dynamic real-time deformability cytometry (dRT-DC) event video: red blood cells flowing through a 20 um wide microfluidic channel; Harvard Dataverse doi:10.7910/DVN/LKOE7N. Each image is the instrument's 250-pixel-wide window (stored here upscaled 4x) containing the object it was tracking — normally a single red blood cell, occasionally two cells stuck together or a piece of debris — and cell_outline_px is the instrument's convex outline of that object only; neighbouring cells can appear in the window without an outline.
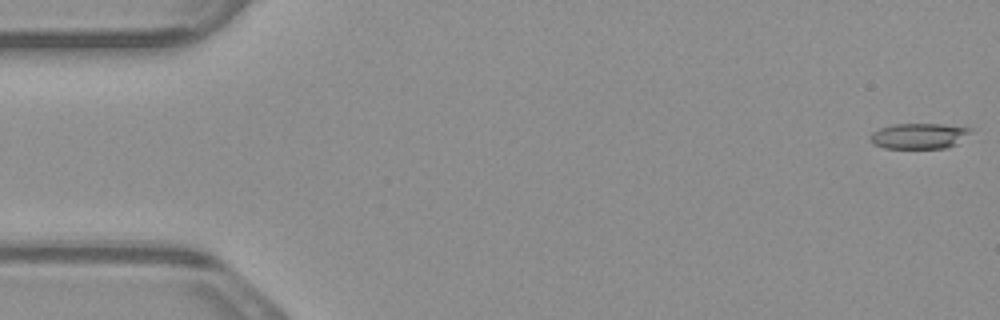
{"species": "common noctule bat (a hibernating species)", "species_latin": "Nyctalus noctula", "temperature_condition": "warm", "stored_images_in_passage": 53, "camera_frame_rate_fps": 3000, "um_per_image_px": 0.085, "animal": {"sex": "male", "body_mass_g": 23.1, "forearm_length_mm": 52.7}, "frame": {"image": 1, "passage_image": 1, "time_ms": 0.0, "image_size_px": [1000, 320], "cell_outline_px": [[972, 132], [956, 144], [948, 148], [884, 148], [876, 144], [868, 136], [872, 132], [880, 128], [892, 124], [944, 124], [972, 128]], "centroid_in_image_um": [78.14, 11.55], "position_along_channel_um": 6.9, "area_um2": 14.97}}
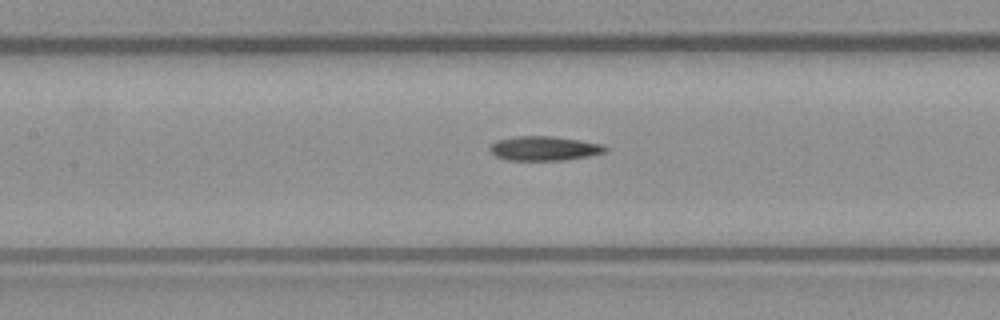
{"frame": {"image": 2, "passage_image": 24, "time_ms": 7.667, "image_size_px": [1000, 320], "cell_outline_px": [[608, 148], [604, 152], [592, 156], [564, 160], [504, 160], [496, 156], [488, 148], [496, 140], [516, 136], [552, 136], [580, 140], [600, 144]], "centroid_in_image_um": [46.24, 12.62], "position_along_channel_um": 161.2, "area_um2": 16.42}}
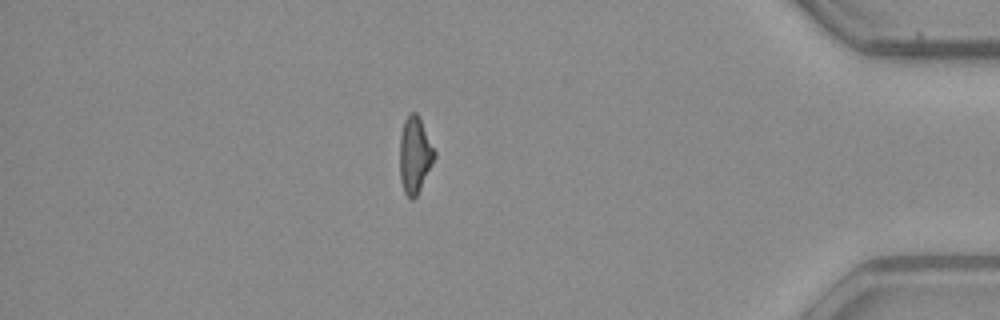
{"frame": {"image": 3, "passage_image": 46, "time_ms": 15.0, "image_size_px": [1000, 320], "cell_outline_px": [[436, 156], [416, 196], [412, 200], [408, 200], [404, 192], [400, 180], [400, 136], [404, 120], [412, 112], [416, 112], [420, 116], [436, 152]], "centroid_in_image_um": [35.26, 13.17], "position_along_channel_um": 399.9, "area_um2": 15.55}}